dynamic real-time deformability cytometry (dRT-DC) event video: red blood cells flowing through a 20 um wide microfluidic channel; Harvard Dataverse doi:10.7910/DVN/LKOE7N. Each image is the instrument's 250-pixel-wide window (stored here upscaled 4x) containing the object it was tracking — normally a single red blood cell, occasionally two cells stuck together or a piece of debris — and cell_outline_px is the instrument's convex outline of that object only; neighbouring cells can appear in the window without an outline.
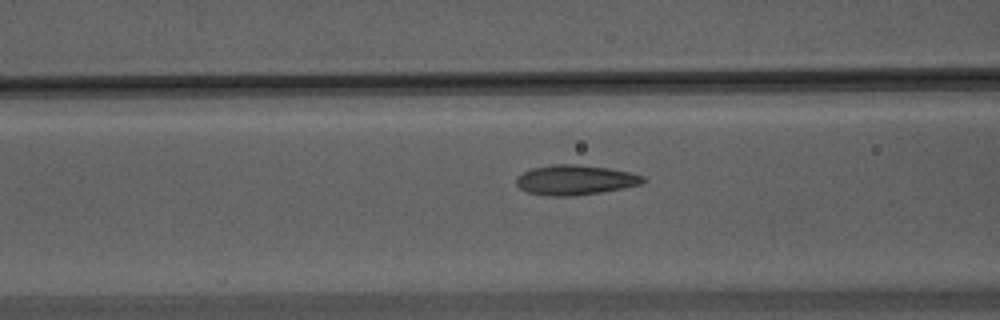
{"species": "Egyptian fruit bat (a non-hibernating species)", "species_latin": "Rousettus aegyptiacus", "temperature_condition": "warm", "stored_images_in_passage": 31, "camera_frame_rate_fps": 3000, "um_per_image_px": 0.085, "animal": {"sex": "male"}, "frame": {"image": 1, "passage_image": 7, "time_ms": 2.0, "image_size_px": [1000, 320], "cell_outline_px": [[648, 180], [640, 184], [600, 192], [572, 196], [552, 196], [528, 192], [520, 188], [516, 184], [516, 176], [532, 168], [552, 164], [576, 164], [608, 168], [632, 172], [644, 176]], "centroid_in_image_um": [48.89, 15.28], "position_along_channel_um": 117.7, "area_um2": 22.02}}
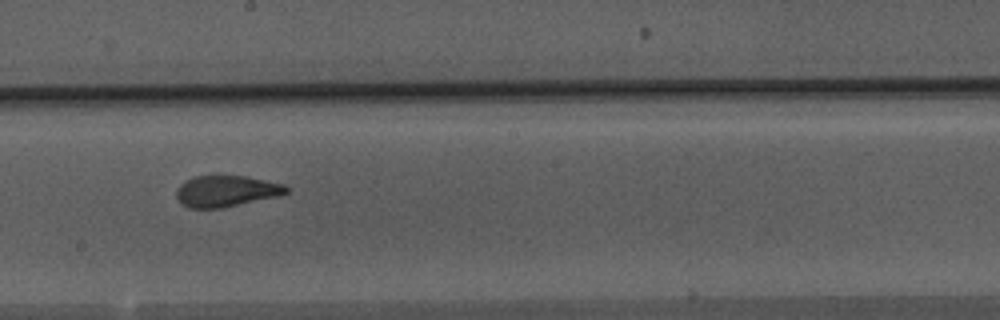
{"frame": {"image": 2, "passage_image": 16, "time_ms": 5.0, "image_size_px": [1000, 320], "cell_outline_px": [[292, 188], [288, 192], [280, 196], [220, 208], [188, 208], [176, 196], [176, 192], [180, 184], [184, 180], [192, 176], [248, 176], [284, 184]], "centroid_in_image_um": [19.27, 16.23], "position_along_channel_um": 228.9, "area_um2": 20.11}}
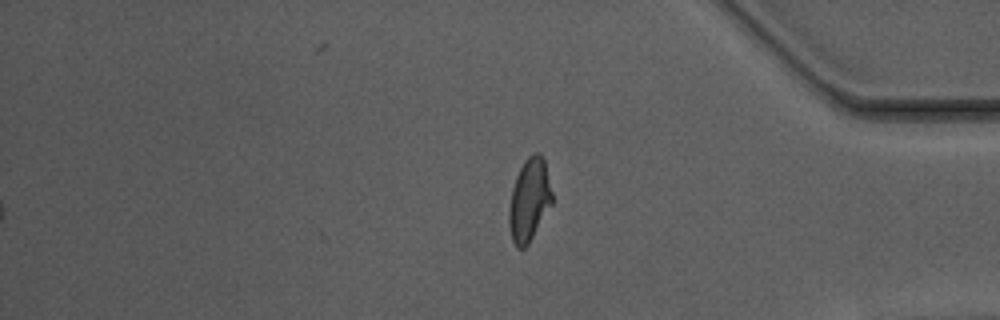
{"frame": {"image": 3, "passage_image": 31, "time_ms": 10.0, "image_size_px": [1000, 320], "cell_outline_px": [[552, 204], [528, 244], [524, 248], [516, 248], [512, 240], [508, 224], [508, 212], [512, 188], [516, 176], [524, 160], [532, 152], [540, 152], [544, 160], [552, 192]], "centroid_in_image_um": [44.97, 16.98], "position_along_channel_um": 390.2, "area_um2": 20.81}, "authors_computed_cell_mechanics": {"area_um2": 20.808, "velocity_mm_per_s": 3.7144, "shape_relaxation_time_tau1_ms": 7.6601, "shape_relaxation_time_tau2_ms": 1.2869, "deformation_change_tau1": 0.2216, "deformation_change_tau2": 0.0618}}